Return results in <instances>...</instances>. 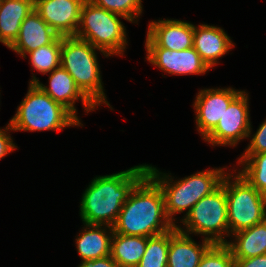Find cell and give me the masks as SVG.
Instances as JSON below:
<instances>
[{"mask_svg": "<svg viewBox=\"0 0 266 267\" xmlns=\"http://www.w3.org/2000/svg\"><path fill=\"white\" fill-rule=\"evenodd\" d=\"M148 174V164L96 176L80 201L82 223L113 226L134 187Z\"/></svg>", "mask_w": 266, "mask_h": 267, "instance_id": "6da1fadb", "label": "cell"}, {"mask_svg": "<svg viewBox=\"0 0 266 267\" xmlns=\"http://www.w3.org/2000/svg\"><path fill=\"white\" fill-rule=\"evenodd\" d=\"M176 225L166 215L162 189L147 174L131 191L112 228L122 235L152 237Z\"/></svg>", "mask_w": 266, "mask_h": 267, "instance_id": "7a4b0ae2", "label": "cell"}, {"mask_svg": "<svg viewBox=\"0 0 266 267\" xmlns=\"http://www.w3.org/2000/svg\"><path fill=\"white\" fill-rule=\"evenodd\" d=\"M225 169V167L211 168L174 181L171 173L161 172L158 168L148 164V175L162 189L166 215L175 224L177 218L174 216L177 213L181 214L186 210L183 216L185 217L201 198L221 185L227 173Z\"/></svg>", "mask_w": 266, "mask_h": 267, "instance_id": "3957f363", "label": "cell"}, {"mask_svg": "<svg viewBox=\"0 0 266 267\" xmlns=\"http://www.w3.org/2000/svg\"><path fill=\"white\" fill-rule=\"evenodd\" d=\"M96 50L109 57L88 41L75 36H61L60 65L97 107L103 104L113 110L104 92Z\"/></svg>", "mask_w": 266, "mask_h": 267, "instance_id": "277c9868", "label": "cell"}, {"mask_svg": "<svg viewBox=\"0 0 266 267\" xmlns=\"http://www.w3.org/2000/svg\"><path fill=\"white\" fill-rule=\"evenodd\" d=\"M28 85L27 94L9 121L13 131H61L66 127L83 125L35 83Z\"/></svg>", "mask_w": 266, "mask_h": 267, "instance_id": "5b68a950", "label": "cell"}, {"mask_svg": "<svg viewBox=\"0 0 266 267\" xmlns=\"http://www.w3.org/2000/svg\"><path fill=\"white\" fill-rule=\"evenodd\" d=\"M125 17L97 7L86 0L81 8L80 23L75 34L88 41L107 55H124L128 45L126 28L121 22Z\"/></svg>", "mask_w": 266, "mask_h": 267, "instance_id": "8992f818", "label": "cell"}, {"mask_svg": "<svg viewBox=\"0 0 266 267\" xmlns=\"http://www.w3.org/2000/svg\"><path fill=\"white\" fill-rule=\"evenodd\" d=\"M180 222L183 227L176 226L181 232L202 235L213 244H226L229 225L224 178L221 185L201 198Z\"/></svg>", "mask_w": 266, "mask_h": 267, "instance_id": "52a82bcc", "label": "cell"}, {"mask_svg": "<svg viewBox=\"0 0 266 267\" xmlns=\"http://www.w3.org/2000/svg\"><path fill=\"white\" fill-rule=\"evenodd\" d=\"M224 176L229 237L266 219V196L256 190L236 169Z\"/></svg>", "mask_w": 266, "mask_h": 267, "instance_id": "ba28073f", "label": "cell"}, {"mask_svg": "<svg viewBox=\"0 0 266 267\" xmlns=\"http://www.w3.org/2000/svg\"><path fill=\"white\" fill-rule=\"evenodd\" d=\"M248 92L242 90L228 105L216 127L203 139L212 146L234 147L248 138L251 125Z\"/></svg>", "mask_w": 266, "mask_h": 267, "instance_id": "9c48e42d", "label": "cell"}, {"mask_svg": "<svg viewBox=\"0 0 266 267\" xmlns=\"http://www.w3.org/2000/svg\"><path fill=\"white\" fill-rule=\"evenodd\" d=\"M241 92L233 87L204 88L197 93L195 109L196 128L204 139L217 125L230 102Z\"/></svg>", "mask_w": 266, "mask_h": 267, "instance_id": "30bf717a", "label": "cell"}, {"mask_svg": "<svg viewBox=\"0 0 266 267\" xmlns=\"http://www.w3.org/2000/svg\"><path fill=\"white\" fill-rule=\"evenodd\" d=\"M49 87L42 84L33 74L29 83H35L43 92L49 95L55 102L65 107L80 123L75 107L76 100L81 99L86 113L94 111L98 107L80 90L72 76L60 65L49 73Z\"/></svg>", "mask_w": 266, "mask_h": 267, "instance_id": "8fae6325", "label": "cell"}, {"mask_svg": "<svg viewBox=\"0 0 266 267\" xmlns=\"http://www.w3.org/2000/svg\"><path fill=\"white\" fill-rule=\"evenodd\" d=\"M147 61L170 75H204L210 71L193 48L170 50L162 47H145Z\"/></svg>", "mask_w": 266, "mask_h": 267, "instance_id": "7c38bea8", "label": "cell"}, {"mask_svg": "<svg viewBox=\"0 0 266 267\" xmlns=\"http://www.w3.org/2000/svg\"><path fill=\"white\" fill-rule=\"evenodd\" d=\"M86 0H34L35 10L59 35L75 36Z\"/></svg>", "mask_w": 266, "mask_h": 267, "instance_id": "4fadbf2b", "label": "cell"}, {"mask_svg": "<svg viewBox=\"0 0 266 267\" xmlns=\"http://www.w3.org/2000/svg\"><path fill=\"white\" fill-rule=\"evenodd\" d=\"M146 35L145 47L186 50L193 47L194 24L177 19L151 21Z\"/></svg>", "mask_w": 266, "mask_h": 267, "instance_id": "5bb4252c", "label": "cell"}, {"mask_svg": "<svg viewBox=\"0 0 266 267\" xmlns=\"http://www.w3.org/2000/svg\"><path fill=\"white\" fill-rule=\"evenodd\" d=\"M235 46L224 29L208 25H194L193 48L209 69L217 65L224 55Z\"/></svg>", "mask_w": 266, "mask_h": 267, "instance_id": "9a60e30c", "label": "cell"}, {"mask_svg": "<svg viewBox=\"0 0 266 267\" xmlns=\"http://www.w3.org/2000/svg\"><path fill=\"white\" fill-rule=\"evenodd\" d=\"M58 37L34 9L21 23L18 37L9 49L26 59L29 52L53 43Z\"/></svg>", "mask_w": 266, "mask_h": 267, "instance_id": "2e32d148", "label": "cell"}, {"mask_svg": "<svg viewBox=\"0 0 266 267\" xmlns=\"http://www.w3.org/2000/svg\"><path fill=\"white\" fill-rule=\"evenodd\" d=\"M212 245L211 241L204 238L201 244H197L189 234L175 226L170 230L167 267H198L202 256Z\"/></svg>", "mask_w": 266, "mask_h": 267, "instance_id": "e0dca14e", "label": "cell"}, {"mask_svg": "<svg viewBox=\"0 0 266 267\" xmlns=\"http://www.w3.org/2000/svg\"><path fill=\"white\" fill-rule=\"evenodd\" d=\"M83 224V230L75 239L81 262L109 256L113 228L108 225Z\"/></svg>", "mask_w": 266, "mask_h": 267, "instance_id": "ac0fdd59", "label": "cell"}, {"mask_svg": "<svg viewBox=\"0 0 266 267\" xmlns=\"http://www.w3.org/2000/svg\"><path fill=\"white\" fill-rule=\"evenodd\" d=\"M35 9L34 0H2L0 42L9 48L19 34L21 23Z\"/></svg>", "mask_w": 266, "mask_h": 267, "instance_id": "d6986e66", "label": "cell"}, {"mask_svg": "<svg viewBox=\"0 0 266 267\" xmlns=\"http://www.w3.org/2000/svg\"><path fill=\"white\" fill-rule=\"evenodd\" d=\"M233 242L227 241L234 259L252 258L266 254V219L251 228L232 234Z\"/></svg>", "mask_w": 266, "mask_h": 267, "instance_id": "ffe728a7", "label": "cell"}, {"mask_svg": "<svg viewBox=\"0 0 266 267\" xmlns=\"http://www.w3.org/2000/svg\"><path fill=\"white\" fill-rule=\"evenodd\" d=\"M147 237L113 233L110 256L119 267H137L145 253Z\"/></svg>", "mask_w": 266, "mask_h": 267, "instance_id": "44dd1931", "label": "cell"}, {"mask_svg": "<svg viewBox=\"0 0 266 267\" xmlns=\"http://www.w3.org/2000/svg\"><path fill=\"white\" fill-rule=\"evenodd\" d=\"M242 169L238 172L261 194L266 196V152L242 154L238 158Z\"/></svg>", "mask_w": 266, "mask_h": 267, "instance_id": "7402d4cb", "label": "cell"}, {"mask_svg": "<svg viewBox=\"0 0 266 267\" xmlns=\"http://www.w3.org/2000/svg\"><path fill=\"white\" fill-rule=\"evenodd\" d=\"M170 245V230L147 237L145 253L137 267H167V255Z\"/></svg>", "mask_w": 266, "mask_h": 267, "instance_id": "603a6c76", "label": "cell"}, {"mask_svg": "<svg viewBox=\"0 0 266 267\" xmlns=\"http://www.w3.org/2000/svg\"><path fill=\"white\" fill-rule=\"evenodd\" d=\"M32 68L46 75L60 66L61 36L53 43L39 47L28 53Z\"/></svg>", "mask_w": 266, "mask_h": 267, "instance_id": "cb8c5ba5", "label": "cell"}, {"mask_svg": "<svg viewBox=\"0 0 266 267\" xmlns=\"http://www.w3.org/2000/svg\"><path fill=\"white\" fill-rule=\"evenodd\" d=\"M97 7L125 17L129 22L138 24L142 14V0H89ZM137 18V19H136Z\"/></svg>", "mask_w": 266, "mask_h": 267, "instance_id": "d4e9b609", "label": "cell"}, {"mask_svg": "<svg viewBox=\"0 0 266 267\" xmlns=\"http://www.w3.org/2000/svg\"><path fill=\"white\" fill-rule=\"evenodd\" d=\"M198 267H235V261L226 244H213L202 256Z\"/></svg>", "mask_w": 266, "mask_h": 267, "instance_id": "484cf974", "label": "cell"}, {"mask_svg": "<svg viewBox=\"0 0 266 267\" xmlns=\"http://www.w3.org/2000/svg\"><path fill=\"white\" fill-rule=\"evenodd\" d=\"M252 134V128H250L248 139L250 138V144L242 154H258L266 152V119L262 122L257 131Z\"/></svg>", "mask_w": 266, "mask_h": 267, "instance_id": "4316f807", "label": "cell"}, {"mask_svg": "<svg viewBox=\"0 0 266 267\" xmlns=\"http://www.w3.org/2000/svg\"><path fill=\"white\" fill-rule=\"evenodd\" d=\"M9 131H13L10 123L5 128H0V160L17 149Z\"/></svg>", "mask_w": 266, "mask_h": 267, "instance_id": "83f0119b", "label": "cell"}, {"mask_svg": "<svg viewBox=\"0 0 266 267\" xmlns=\"http://www.w3.org/2000/svg\"><path fill=\"white\" fill-rule=\"evenodd\" d=\"M235 267H266V254L245 258V259H234Z\"/></svg>", "mask_w": 266, "mask_h": 267, "instance_id": "f1b7e54d", "label": "cell"}, {"mask_svg": "<svg viewBox=\"0 0 266 267\" xmlns=\"http://www.w3.org/2000/svg\"><path fill=\"white\" fill-rule=\"evenodd\" d=\"M78 267H119L116 261L109 255L100 259L81 262Z\"/></svg>", "mask_w": 266, "mask_h": 267, "instance_id": "f546056e", "label": "cell"}]
</instances>
